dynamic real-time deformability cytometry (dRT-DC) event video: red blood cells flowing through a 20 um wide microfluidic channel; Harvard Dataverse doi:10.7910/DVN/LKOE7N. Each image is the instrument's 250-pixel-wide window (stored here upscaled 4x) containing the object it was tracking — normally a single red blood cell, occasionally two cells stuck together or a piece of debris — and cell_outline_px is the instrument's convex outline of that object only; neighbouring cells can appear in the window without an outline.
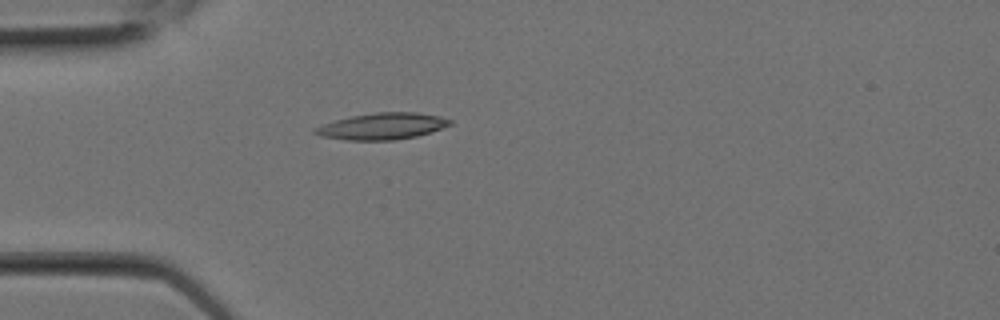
{"species": "Egyptian fruit bat (a non-hibernating species)", "species_latin": "Rousettus aegyptiacus", "temperature_condition": "room temperature", "stored_images_in_passage": 2, "camera_frame_rate_fps": 3000, "um_per_image_px": 0.085, "animal": {"sex": "female"}, "frame": {"image": 1, "passage_image": 2, "time_ms": 0.333, "image_size_px": [1000, 320], "cell_outline_px": [[452, 124], [432, 132], [416, 136], [392, 140], [344, 140], [320, 136], [312, 132], [312, 128], [336, 120], [352, 116], [376, 112], [416, 112], [440, 116], [452, 120]], "centroid_in_image_um": [32.49, 10.73], "position_along_channel_um": 52.5, "area_um2": 20.87}}